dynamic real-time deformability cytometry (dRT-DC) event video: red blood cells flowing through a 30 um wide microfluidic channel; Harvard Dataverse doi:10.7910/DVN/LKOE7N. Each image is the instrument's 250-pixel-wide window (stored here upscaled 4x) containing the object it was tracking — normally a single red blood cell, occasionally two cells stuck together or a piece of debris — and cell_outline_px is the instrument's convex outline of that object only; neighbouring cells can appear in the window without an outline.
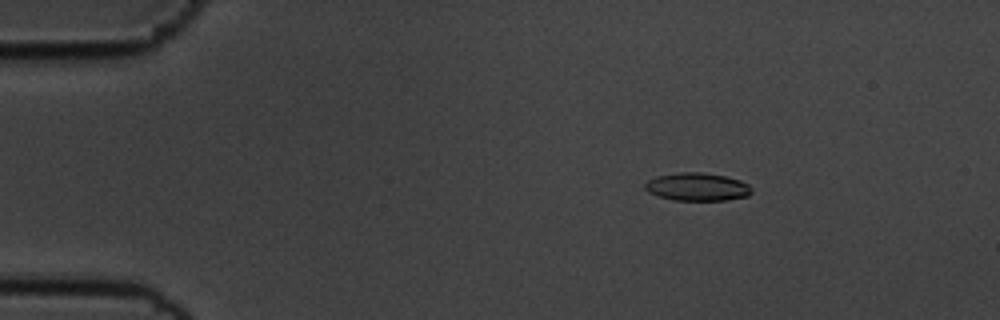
{"species": "common noctule bat (a hibernating species)", "species_latin": "Nyctalus noctula", "temperature_condition": "cold", "stored_images_in_passage": 50, "camera_frame_rate_fps": 3000, "um_per_image_px": 0.085, "animal": {"sex": "male", "body_mass_g": 19.5, "forearm_length_mm": 54.6}, "frame": {"image": 1, "passage_image": 2, "time_ms": 0.333, "image_size_px": [1000, 320], "cell_outline_px": [[752, 192], [748, 196], [728, 200], [672, 200], [648, 192], [644, 188], [644, 184], [648, 180], [656, 176], [680, 172], [700, 172], [724, 176], [740, 180], [748, 184], [752, 188]], "centroid_in_image_um": [59.27, 15.88], "position_along_channel_um": 25.7, "area_um2": 17.4}}
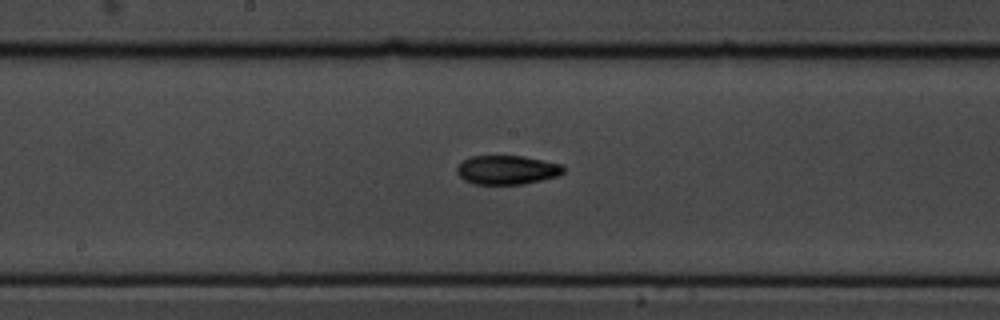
{"frame": {"image": 2, "passage_image": 23, "time_ms": 7.333, "image_size_px": [1000, 320], "cell_outline_px": [[564, 172], [556, 176], [524, 184], [472, 184], [464, 180], [456, 172], [456, 168], [464, 160], [472, 156], [524, 156], [564, 164]], "centroid_in_image_um": [43.11, 14.44], "position_along_channel_um": 205.1, "area_um2": 18.03}}
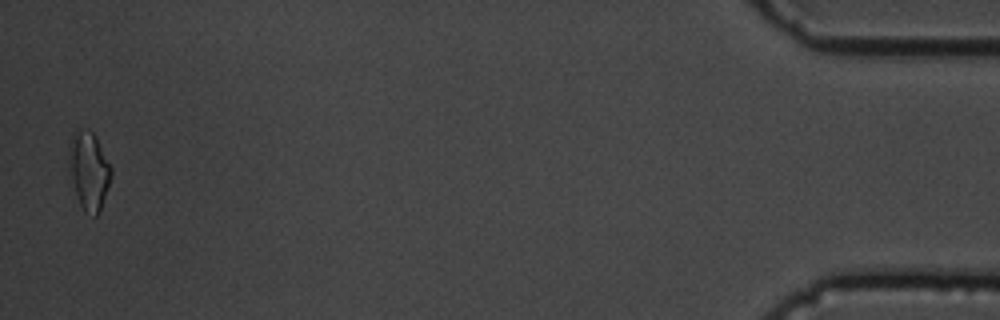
{"frame": {"image": 3, "passage_image": 49, "time_ms": 16.0, "image_size_px": [1000, 320], "cell_outline_px": [[112, 176], [100, 208], [96, 216], [92, 216], [84, 212], [80, 204], [76, 192], [72, 176], [68, 156], [68, 152], [72, 132], [80, 128], [88, 128], [96, 136], [112, 168]], "centroid_in_image_um": [7.57, 14.44], "position_along_channel_um": 427.6, "area_um2": 19.02}, "authors_computed_cell_mechanics": {"area_um2": 17.8313, "velocity_mm_per_s": 3.5517, "shape_relaxation_time_tau1_ms": 4.7659, "shape_relaxation_time_tau2_ms": 3.8106, "deformation_change_tau1": 0.1545, "deformation_change_tau2": 0.1059}}